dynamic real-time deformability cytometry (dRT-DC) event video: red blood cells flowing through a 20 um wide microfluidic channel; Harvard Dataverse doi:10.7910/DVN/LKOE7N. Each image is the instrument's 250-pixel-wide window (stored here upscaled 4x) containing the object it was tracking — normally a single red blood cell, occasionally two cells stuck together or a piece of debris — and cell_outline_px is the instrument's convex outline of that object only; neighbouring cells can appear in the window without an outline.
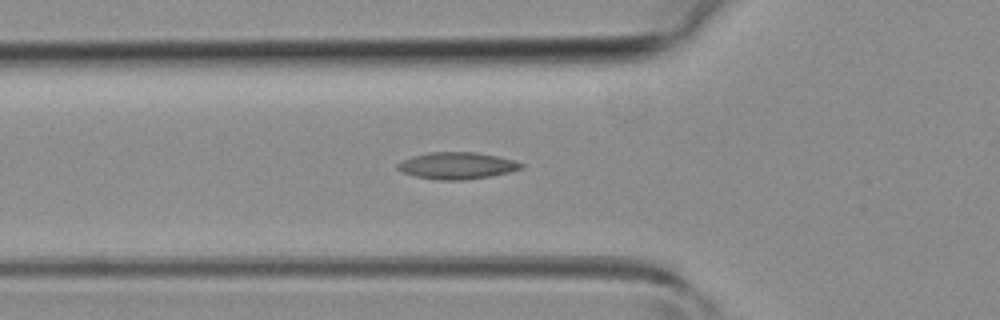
{"species": "common noctule bat (a hibernating species)", "species_latin": "Nyctalus noctula", "temperature_condition": "room temperature", "stored_images_in_passage": 37, "camera_frame_rate_fps": 3000, "um_per_image_px": 0.085, "animal": {"sex": "female", "body_mass_g": 19.3, "forearm_length_mm": 54.1}, "frame": {"image": 1, "passage_image": 7, "time_ms": 2.0, "image_size_px": [1000, 320], "cell_outline_px": [[524, 168], [492, 176], [464, 180], [436, 180], [416, 176], [404, 172], [396, 168], [396, 164], [400, 160], [412, 156], [428, 152], [476, 152], [496, 156], [512, 160], [524, 164]], "centroid_in_image_um": [38.82, 14.08], "position_along_channel_um": 87.0, "area_um2": 19.36}}
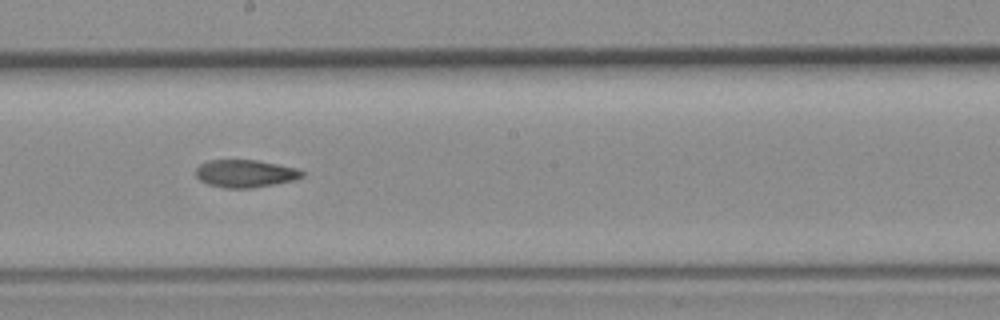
{"frame": {"image": 2, "passage_image": 16, "time_ms": 5.0, "image_size_px": [1000, 320], "cell_outline_px": [[304, 176], [292, 180], [252, 188], [224, 188], [208, 184], [200, 180], [196, 176], [196, 168], [200, 164], [208, 160], [256, 160], [300, 168], [304, 172]], "centroid_in_image_um": [20.85, 14.74], "position_along_channel_um": 227.4, "area_um2": 17.11}}
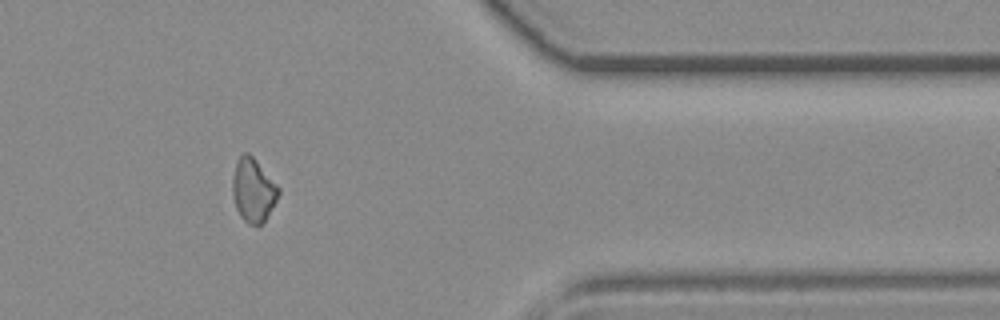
{"frame": {"image": 3, "passage_image": 28, "time_ms": 9.0, "image_size_px": [1000, 320], "cell_outline_px": [[280, 192], [276, 200], [264, 220], [260, 224], [248, 224], [240, 216], [236, 208], [232, 192], [232, 180], [236, 160], [244, 152], [248, 152], [256, 160], [280, 188]], "centroid_in_image_um": [21.5, 16.14], "position_along_channel_um": 389.9, "area_um2": 16.82}}